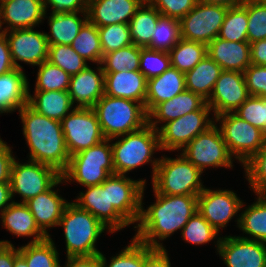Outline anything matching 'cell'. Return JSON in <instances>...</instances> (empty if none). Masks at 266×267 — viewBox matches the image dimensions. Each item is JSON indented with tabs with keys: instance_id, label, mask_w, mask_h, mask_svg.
Wrapping results in <instances>:
<instances>
[{
	"instance_id": "1",
	"label": "cell",
	"mask_w": 266,
	"mask_h": 267,
	"mask_svg": "<svg viewBox=\"0 0 266 267\" xmlns=\"http://www.w3.org/2000/svg\"><path fill=\"white\" fill-rule=\"evenodd\" d=\"M145 188L146 185L141 196L140 217L133 226L136 232L133 237L149 247L165 248L163 241L181 231L197 211L198 195H164L153 189L155 201L145 209Z\"/></svg>"
},
{
	"instance_id": "2",
	"label": "cell",
	"mask_w": 266,
	"mask_h": 267,
	"mask_svg": "<svg viewBox=\"0 0 266 267\" xmlns=\"http://www.w3.org/2000/svg\"><path fill=\"white\" fill-rule=\"evenodd\" d=\"M18 112L30 150L28 159L48 165L62 174L68 166L70 154L61 122L36 112L28 104Z\"/></svg>"
},
{
	"instance_id": "3",
	"label": "cell",
	"mask_w": 266,
	"mask_h": 267,
	"mask_svg": "<svg viewBox=\"0 0 266 267\" xmlns=\"http://www.w3.org/2000/svg\"><path fill=\"white\" fill-rule=\"evenodd\" d=\"M111 147L115 174L128 175V172L149 163L152 181L160 160L153 155L161 150L157 130L147 124L138 131L112 138Z\"/></svg>"
},
{
	"instance_id": "4",
	"label": "cell",
	"mask_w": 266,
	"mask_h": 267,
	"mask_svg": "<svg viewBox=\"0 0 266 267\" xmlns=\"http://www.w3.org/2000/svg\"><path fill=\"white\" fill-rule=\"evenodd\" d=\"M64 230L67 257L93 256L100 254L96 248L98 238L110 230L89 211L69 202L60 218L58 227Z\"/></svg>"
},
{
	"instance_id": "5",
	"label": "cell",
	"mask_w": 266,
	"mask_h": 267,
	"mask_svg": "<svg viewBox=\"0 0 266 267\" xmlns=\"http://www.w3.org/2000/svg\"><path fill=\"white\" fill-rule=\"evenodd\" d=\"M93 109L105 139L138 131L148 124V114L137 101L104 94Z\"/></svg>"
},
{
	"instance_id": "6",
	"label": "cell",
	"mask_w": 266,
	"mask_h": 267,
	"mask_svg": "<svg viewBox=\"0 0 266 267\" xmlns=\"http://www.w3.org/2000/svg\"><path fill=\"white\" fill-rule=\"evenodd\" d=\"M114 174L111 139H104L97 145L70 156L61 177L65 185L75 182L85 188L100 185Z\"/></svg>"
},
{
	"instance_id": "7",
	"label": "cell",
	"mask_w": 266,
	"mask_h": 267,
	"mask_svg": "<svg viewBox=\"0 0 266 267\" xmlns=\"http://www.w3.org/2000/svg\"><path fill=\"white\" fill-rule=\"evenodd\" d=\"M160 157L151 181L152 189L164 195H199L205 188L203 173L181 153Z\"/></svg>"
},
{
	"instance_id": "8",
	"label": "cell",
	"mask_w": 266,
	"mask_h": 267,
	"mask_svg": "<svg viewBox=\"0 0 266 267\" xmlns=\"http://www.w3.org/2000/svg\"><path fill=\"white\" fill-rule=\"evenodd\" d=\"M214 118L229 152L241 166L264 146L266 134L234 112L223 113Z\"/></svg>"
},
{
	"instance_id": "9",
	"label": "cell",
	"mask_w": 266,
	"mask_h": 267,
	"mask_svg": "<svg viewBox=\"0 0 266 267\" xmlns=\"http://www.w3.org/2000/svg\"><path fill=\"white\" fill-rule=\"evenodd\" d=\"M214 124V114L207 103L199 110L165 123L158 130L161 152L164 150L167 152L181 151L195 137L207 131Z\"/></svg>"
},
{
	"instance_id": "10",
	"label": "cell",
	"mask_w": 266,
	"mask_h": 267,
	"mask_svg": "<svg viewBox=\"0 0 266 267\" xmlns=\"http://www.w3.org/2000/svg\"><path fill=\"white\" fill-rule=\"evenodd\" d=\"M180 153L202 173L207 168L233 169L235 166L233 161L236 159L229 152L216 124L195 137Z\"/></svg>"
},
{
	"instance_id": "11",
	"label": "cell",
	"mask_w": 266,
	"mask_h": 267,
	"mask_svg": "<svg viewBox=\"0 0 266 267\" xmlns=\"http://www.w3.org/2000/svg\"><path fill=\"white\" fill-rule=\"evenodd\" d=\"M16 159L11 166L9 181L12 200L19 195L20 202L25 203L50 189L61 178V173L48 165L29 159L20 163Z\"/></svg>"
},
{
	"instance_id": "12",
	"label": "cell",
	"mask_w": 266,
	"mask_h": 267,
	"mask_svg": "<svg viewBox=\"0 0 266 267\" xmlns=\"http://www.w3.org/2000/svg\"><path fill=\"white\" fill-rule=\"evenodd\" d=\"M61 126L70 156L105 139L93 108L73 109L61 121Z\"/></svg>"
},
{
	"instance_id": "13",
	"label": "cell",
	"mask_w": 266,
	"mask_h": 267,
	"mask_svg": "<svg viewBox=\"0 0 266 267\" xmlns=\"http://www.w3.org/2000/svg\"><path fill=\"white\" fill-rule=\"evenodd\" d=\"M243 201L233 190L205 187L198 195L197 211L216 231L221 232L235 217L238 228Z\"/></svg>"
},
{
	"instance_id": "14",
	"label": "cell",
	"mask_w": 266,
	"mask_h": 267,
	"mask_svg": "<svg viewBox=\"0 0 266 267\" xmlns=\"http://www.w3.org/2000/svg\"><path fill=\"white\" fill-rule=\"evenodd\" d=\"M228 7L197 2L180 21L181 38L208 45L218 37Z\"/></svg>"
},
{
	"instance_id": "15",
	"label": "cell",
	"mask_w": 266,
	"mask_h": 267,
	"mask_svg": "<svg viewBox=\"0 0 266 267\" xmlns=\"http://www.w3.org/2000/svg\"><path fill=\"white\" fill-rule=\"evenodd\" d=\"M146 184L144 178L134 180L127 175L118 174L108 177L109 207H114L130 225L138 223L141 196Z\"/></svg>"
},
{
	"instance_id": "16",
	"label": "cell",
	"mask_w": 266,
	"mask_h": 267,
	"mask_svg": "<svg viewBox=\"0 0 266 267\" xmlns=\"http://www.w3.org/2000/svg\"><path fill=\"white\" fill-rule=\"evenodd\" d=\"M2 33L6 36L16 68L23 69L18 61L33 67L39 66L48 60L49 44L45 32L29 28L15 29Z\"/></svg>"
},
{
	"instance_id": "17",
	"label": "cell",
	"mask_w": 266,
	"mask_h": 267,
	"mask_svg": "<svg viewBox=\"0 0 266 267\" xmlns=\"http://www.w3.org/2000/svg\"><path fill=\"white\" fill-rule=\"evenodd\" d=\"M249 97L244 73L223 70L206 103L215 117L223 113L235 112Z\"/></svg>"
},
{
	"instance_id": "18",
	"label": "cell",
	"mask_w": 266,
	"mask_h": 267,
	"mask_svg": "<svg viewBox=\"0 0 266 267\" xmlns=\"http://www.w3.org/2000/svg\"><path fill=\"white\" fill-rule=\"evenodd\" d=\"M217 252L227 267H266V243L260 241L225 235Z\"/></svg>"
},
{
	"instance_id": "19",
	"label": "cell",
	"mask_w": 266,
	"mask_h": 267,
	"mask_svg": "<svg viewBox=\"0 0 266 267\" xmlns=\"http://www.w3.org/2000/svg\"><path fill=\"white\" fill-rule=\"evenodd\" d=\"M73 202L89 211L110 230L111 234L130 225L114 207H109L108 178L100 185L87 186Z\"/></svg>"
},
{
	"instance_id": "20",
	"label": "cell",
	"mask_w": 266,
	"mask_h": 267,
	"mask_svg": "<svg viewBox=\"0 0 266 267\" xmlns=\"http://www.w3.org/2000/svg\"><path fill=\"white\" fill-rule=\"evenodd\" d=\"M43 0H0V27L2 32L36 28L45 20ZM5 24V27L2 26Z\"/></svg>"
},
{
	"instance_id": "21",
	"label": "cell",
	"mask_w": 266,
	"mask_h": 267,
	"mask_svg": "<svg viewBox=\"0 0 266 267\" xmlns=\"http://www.w3.org/2000/svg\"><path fill=\"white\" fill-rule=\"evenodd\" d=\"M60 184H64L62 177L50 189L25 202L37 226L47 237L51 236L48 229L58 226L64 209L69 203L59 195L60 190L57 186Z\"/></svg>"
},
{
	"instance_id": "22",
	"label": "cell",
	"mask_w": 266,
	"mask_h": 267,
	"mask_svg": "<svg viewBox=\"0 0 266 267\" xmlns=\"http://www.w3.org/2000/svg\"><path fill=\"white\" fill-rule=\"evenodd\" d=\"M95 68L96 71L88 65L83 71L70 77L68 94L75 108H93L104 95V72L101 64H97Z\"/></svg>"
},
{
	"instance_id": "23",
	"label": "cell",
	"mask_w": 266,
	"mask_h": 267,
	"mask_svg": "<svg viewBox=\"0 0 266 267\" xmlns=\"http://www.w3.org/2000/svg\"><path fill=\"white\" fill-rule=\"evenodd\" d=\"M145 0H88V21L97 27L128 24Z\"/></svg>"
},
{
	"instance_id": "24",
	"label": "cell",
	"mask_w": 266,
	"mask_h": 267,
	"mask_svg": "<svg viewBox=\"0 0 266 267\" xmlns=\"http://www.w3.org/2000/svg\"><path fill=\"white\" fill-rule=\"evenodd\" d=\"M207 55L224 71H244L251 65L250 43L223 40L219 37L207 45Z\"/></svg>"
},
{
	"instance_id": "25",
	"label": "cell",
	"mask_w": 266,
	"mask_h": 267,
	"mask_svg": "<svg viewBox=\"0 0 266 267\" xmlns=\"http://www.w3.org/2000/svg\"><path fill=\"white\" fill-rule=\"evenodd\" d=\"M205 103L206 100L199 94L185 90L172 99L157 104L148 113V124L158 131L165 123L199 110ZM161 123L163 124L158 127Z\"/></svg>"
},
{
	"instance_id": "26",
	"label": "cell",
	"mask_w": 266,
	"mask_h": 267,
	"mask_svg": "<svg viewBox=\"0 0 266 267\" xmlns=\"http://www.w3.org/2000/svg\"><path fill=\"white\" fill-rule=\"evenodd\" d=\"M104 94L145 106L147 79L140 71L104 72Z\"/></svg>"
},
{
	"instance_id": "27",
	"label": "cell",
	"mask_w": 266,
	"mask_h": 267,
	"mask_svg": "<svg viewBox=\"0 0 266 267\" xmlns=\"http://www.w3.org/2000/svg\"><path fill=\"white\" fill-rule=\"evenodd\" d=\"M23 69L15 68L0 75V115L20 111L28 104L30 87Z\"/></svg>"
},
{
	"instance_id": "28",
	"label": "cell",
	"mask_w": 266,
	"mask_h": 267,
	"mask_svg": "<svg viewBox=\"0 0 266 267\" xmlns=\"http://www.w3.org/2000/svg\"><path fill=\"white\" fill-rule=\"evenodd\" d=\"M1 223L6 231L19 237H31L29 243H36L47 238L39 229L35 219L25 203L15 200L0 213Z\"/></svg>"
},
{
	"instance_id": "29",
	"label": "cell",
	"mask_w": 266,
	"mask_h": 267,
	"mask_svg": "<svg viewBox=\"0 0 266 267\" xmlns=\"http://www.w3.org/2000/svg\"><path fill=\"white\" fill-rule=\"evenodd\" d=\"M186 90L185 74L170 67L163 74L147 80L145 111L148 114L157 104Z\"/></svg>"
},
{
	"instance_id": "30",
	"label": "cell",
	"mask_w": 266,
	"mask_h": 267,
	"mask_svg": "<svg viewBox=\"0 0 266 267\" xmlns=\"http://www.w3.org/2000/svg\"><path fill=\"white\" fill-rule=\"evenodd\" d=\"M50 14V16H47ZM79 14L81 16H79ZM50 34L45 32L49 45H71L80 29L88 21L87 11L75 13H45Z\"/></svg>"
},
{
	"instance_id": "31",
	"label": "cell",
	"mask_w": 266,
	"mask_h": 267,
	"mask_svg": "<svg viewBox=\"0 0 266 267\" xmlns=\"http://www.w3.org/2000/svg\"><path fill=\"white\" fill-rule=\"evenodd\" d=\"M28 88V105L36 112L58 121H62L75 107L71 103L68 91H34Z\"/></svg>"
},
{
	"instance_id": "32",
	"label": "cell",
	"mask_w": 266,
	"mask_h": 267,
	"mask_svg": "<svg viewBox=\"0 0 266 267\" xmlns=\"http://www.w3.org/2000/svg\"><path fill=\"white\" fill-rule=\"evenodd\" d=\"M255 196L257 198L251 205L242 204L238 228L248 236L239 237L266 243V194Z\"/></svg>"
},
{
	"instance_id": "33",
	"label": "cell",
	"mask_w": 266,
	"mask_h": 267,
	"mask_svg": "<svg viewBox=\"0 0 266 267\" xmlns=\"http://www.w3.org/2000/svg\"><path fill=\"white\" fill-rule=\"evenodd\" d=\"M222 71V68L206 55L193 69L185 73L186 90L199 94L207 101Z\"/></svg>"
},
{
	"instance_id": "34",
	"label": "cell",
	"mask_w": 266,
	"mask_h": 267,
	"mask_svg": "<svg viewBox=\"0 0 266 267\" xmlns=\"http://www.w3.org/2000/svg\"><path fill=\"white\" fill-rule=\"evenodd\" d=\"M160 12L147 0L136 10L128 23L131 39L134 45L146 48L151 42L152 33L160 16Z\"/></svg>"
},
{
	"instance_id": "35",
	"label": "cell",
	"mask_w": 266,
	"mask_h": 267,
	"mask_svg": "<svg viewBox=\"0 0 266 267\" xmlns=\"http://www.w3.org/2000/svg\"><path fill=\"white\" fill-rule=\"evenodd\" d=\"M53 238L18 246L19 253L25 258L28 267H61L58 250Z\"/></svg>"
},
{
	"instance_id": "36",
	"label": "cell",
	"mask_w": 266,
	"mask_h": 267,
	"mask_svg": "<svg viewBox=\"0 0 266 267\" xmlns=\"http://www.w3.org/2000/svg\"><path fill=\"white\" fill-rule=\"evenodd\" d=\"M207 55V45L180 39L170 50L171 67L184 74L193 69Z\"/></svg>"
},
{
	"instance_id": "37",
	"label": "cell",
	"mask_w": 266,
	"mask_h": 267,
	"mask_svg": "<svg viewBox=\"0 0 266 267\" xmlns=\"http://www.w3.org/2000/svg\"><path fill=\"white\" fill-rule=\"evenodd\" d=\"M72 48L86 61L101 64L103 51L97 26L87 21L71 44Z\"/></svg>"
},
{
	"instance_id": "38",
	"label": "cell",
	"mask_w": 266,
	"mask_h": 267,
	"mask_svg": "<svg viewBox=\"0 0 266 267\" xmlns=\"http://www.w3.org/2000/svg\"><path fill=\"white\" fill-rule=\"evenodd\" d=\"M180 39V21L176 18L160 15L147 48L169 53Z\"/></svg>"
},
{
	"instance_id": "39",
	"label": "cell",
	"mask_w": 266,
	"mask_h": 267,
	"mask_svg": "<svg viewBox=\"0 0 266 267\" xmlns=\"http://www.w3.org/2000/svg\"><path fill=\"white\" fill-rule=\"evenodd\" d=\"M181 235L182 239L191 245L200 246L214 240L216 251H218L221 236L198 211L190 217L181 230Z\"/></svg>"
},
{
	"instance_id": "40",
	"label": "cell",
	"mask_w": 266,
	"mask_h": 267,
	"mask_svg": "<svg viewBox=\"0 0 266 267\" xmlns=\"http://www.w3.org/2000/svg\"><path fill=\"white\" fill-rule=\"evenodd\" d=\"M247 9L242 5L228 8L218 37L235 42H248L247 39Z\"/></svg>"
},
{
	"instance_id": "41",
	"label": "cell",
	"mask_w": 266,
	"mask_h": 267,
	"mask_svg": "<svg viewBox=\"0 0 266 267\" xmlns=\"http://www.w3.org/2000/svg\"><path fill=\"white\" fill-rule=\"evenodd\" d=\"M103 72L139 71L140 47L131 44L103 55Z\"/></svg>"
},
{
	"instance_id": "42",
	"label": "cell",
	"mask_w": 266,
	"mask_h": 267,
	"mask_svg": "<svg viewBox=\"0 0 266 267\" xmlns=\"http://www.w3.org/2000/svg\"><path fill=\"white\" fill-rule=\"evenodd\" d=\"M34 91H68L70 75L64 70L44 61L37 66Z\"/></svg>"
},
{
	"instance_id": "43",
	"label": "cell",
	"mask_w": 266,
	"mask_h": 267,
	"mask_svg": "<svg viewBox=\"0 0 266 267\" xmlns=\"http://www.w3.org/2000/svg\"><path fill=\"white\" fill-rule=\"evenodd\" d=\"M47 61L70 76L78 74L88 66V61L82 58L71 45H49Z\"/></svg>"
},
{
	"instance_id": "44",
	"label": "cell",
	"mask_w": 266,
	"mask_h": 267,
	"mask_svg": "<svg viewBox=\"0 0 266 267\" xmlns=\"http://www.w3.org/2000/svg\"><path fill=\"white\" fill-rule=\"evenodd\" d=\"M242 5L247 9L248 42L266 39V1L244 0Z\"/></svg>"
},
{
	"instance_id": "45",
	"label": "cell",
	"mask_w": 266,
	"mask_h": 267,
	"mask_svg": "<svg viewBox=\"0 0 266 267\" xmlns=\"http://www.w3.org/2000/svg\"><path fill=\"white\" fill-rule=\"evenodd\" d=\"M242 168L250 190L255 194H266V142Z\"/></svg>"
},
{
	"instance_id": "46",
	"label": "cell",
	"mask_w": 266,
	"mask_h": 267,
	"mask_svg": "<svg viewBox=\"0 0 266 267\" xmlns=\"http://www.w3.org/2000/svg\"><path fill=\"white\" fill-rule=\"evenodd\" d=\"M99 255L102 267H144V244L134 237L109 262L102 252Z\"/></svg>"
},
{
	"instance_id": "47",
	"label": "cell",
	"mask_w": 266,
	"mask_h": 267,
	"mask_svg": "<svg viewBox=\"0 0 266 267\" xmlns=\"http://www.w3.org/2000/svg\"><path fill=\"white\" fill-rule=\"evenodd\" d=\"M103 55L133 44L128 24L97 27Z\"/></svg>"
},
{
	"instance_id": "48",
	"label": "cell",
	"mask_w": 266,
	"mask_h": 267,
	"mask_svg": "<svg viewBox=\"0 0 266 267\" xmlns=\"http://www.w3.org/2000/svg\"><path fill=\"white\" fill-rule=\"evenodd\" d=\"M170 67L171 62L168 52L140 47L139 71L147 80L163 74Z\"/></svg>"
},
{
	"instance_id": "49",
	"label": "cell",
	"mask_w": 266,
	"mask_h": 267,
	"mask_svg": "<svg viewBox=\"0 0 266 267\" xmlns=\"http://www.w3.org/2000/svg\"><path fill=\"white\" fill-rule=\"evenodd\" d=\"M234 113L266 134V98L250 96Z\"/></svg>"
},
{
	"instance_id": "50",
	"label": "cell",
	"mask_w": 266,
	"mask_h": 267,
	"mask_svg": "<svg viewBox=\"0 0 266 267\" xmlns=\"http://www.w3.org/2000/svg\"><path fill=\"white\" fill-rule=\"evenodd\" d=\"M161 15L180 20L196 5L197 0H147Z\"/></svg>"
},
{
	"instance_id": "51",
	"label": "cell",
	"mask_w": 266,
	"mask_h": 267,
	"mask_svg": "<svg viewBox=\"0 0 266 267\" xmlns=\"http://www.w3.org/2000/svg\"><path fill=\"white\" fill-rule=\"evenodd\" d=\"M250 96L266 98V66L250 65L244 71Z\"/></svg>"
},
{
	"instance_id": "52",
	"label": "cell",
	"mask_w": 266,
	"mask_h": 267,
	"mask_svg": "<svg viewBox=\"0 0 266 267\" xmlns=\"http://www.w3.org/2000/svg\"><path fill=\"white\" fill-rule=\"evenodd\" d=\"M45 11L51 13H75L87 11L88 0H43ZM50 5V6H49Z\"/></svg>"
},
{
	"instance_id": "53",
	"label": "cell",
	"mask_w": 266,
	"mask_h": 267,
	"mask_svg": "<svg viewBox=\"0 0 266 267\" xmlns=\"http://www.w3.org/2000/svg\"><path fill=\"white\" fill-rule=\"evenodd\" d=\"M144 267H171L168 251L144 244Z\"/></svg>"
},
{
	"instance_id": "54",
	"label": "cell",
	"mask_w": 266,
	"mask_h": 267,
	"mask_svg": "<svg viewBox=\"0 0 266 267\" xmlns=\"http://www.w3.org/2000/svg\"><path fill=\"white\" fill-rule=\"evenodd\" d=\"M14 156L12 148L7 142H0V183L10 181V172Z\"/></svg>"
},
{
	"instance_id": "55",
	"label": "cell",
	"mask_w": 266,
	"mask_h": 267,
	"mask_svg": "<svg viewBox=\"0 0 266 267\" xmlns=\"http://www.w3.org/2000/svg\"><path fill=\"white\" fill-rule=\"evenodd\" d=\"M18 248L11 241L0 240V267H13Z\"/></svg>"
},
{
	"instance_id": "56",
	"label": "cell",
	"mask_w": 266,
	"mask_h": 267,
	"mask_svg": "<svg viewBox=\"0 0 266 267\" xmlns=\"http://www.w3.org/2000/svg\"><path fill=\"white\" fill-rule=\"evenodd\" d=\"M6 36L0 34V75L15 69Z\"/></svg>"
},
{
	"instance_id": "57",
	"label": "cell",
	"mask_w": 266,
	"mask_h": 267,
	"mask_svg": "<svg viewBox=\"0 0 266 267\" xmlns=\"http://www.w3.org/2000/svg\"><path fill=\"white\" fill-rule=\"evenodd\" d=\"M62 267V265H61ZM63 267H102L100 255L67 257Z\"/></svg>"
},
{
	"instance_id": "58",
	"label": "cell",
	"mask_w": 266,
	"mask_h": 267,
	"mask_svg": "<svg viewBox=\"0 0 266 267\" xmlns=\"http://www.w3.org/2000/svg\"><path fill=\"white\" fill-rule=\"evenodd\" d=\"M251 64L266 66V39L250 44Z\"/></svg>"
},
{
	"instance_id": "59",
	"label": "cell",
	"mask_w": 266,
	"mask_h": 267,
	"mask_svg": "<svg viewBox=\"0 0 266 267\" xmlns=\"http://www.w3.org/2000/svg\"><path fill=\"white\" fill-rule=\"evenodd\" d=\"M14 200H12L9 182L0 183V213L7 208Z\"/></svg>"
},
{
	"instance_id": "60",
	"label": "cell",
	"mask_w": 266,
	"mask_h": 267,
	"mask_svg": "<svg viewBox=\"0 0 266 267\" xmlns=\"http://www.w3.org/2000/svg\"><path fill=\"white\" fill-rule=\"evenodd\" d=\"M197 2L205 4L222 5L230 8L242 4L244 0H197Z\"/></svg>"
},
{
	"instance_id": "61",
	"label": "cell",
	"mask_w": 266,
	"mask_h": 267,
	"mask_svg": "<svg viewBox=\"0 0 266 267\" xmlns=\"http://www.w3.org/2000/svg\"><path fill=\"white\" fill-rule=\"evenodd\" d=\"M13 267H28L25 258L20 253L15 257Z\"/></svg>"
}]
</instances>
